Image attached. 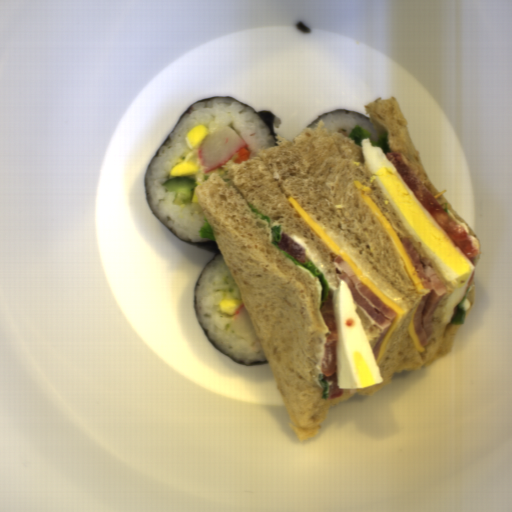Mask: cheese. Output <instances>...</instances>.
I'll use <instances>...</instances> for the list:
<instances>
[{
    "instance_id": "obj_4",
    "label": "cheese",
    "mask_w": 512,
    "mask_h": 512,
    "mask_svg": "<svg viewBox=\"0 0 512 512\" xmlns=\"http://www.w3.org/2000/svg\"><path fill=\"white\" fill-rule=\"evenodd\" d=\"M355 187L357 188L358 191H365V192H369L372 190L370 187L362 184L360 181H353Z\"/></svg>"
},
{
    "instance_id": "obj_2",
    "label": "cheese",
    "mask_w": 512,
    "mask_h": 512,
    "mask_svg": "<svg viewBox=\"0 0 512 512\" xmlns=\"http://www.w3.org/2000/svg\"><path fill=\"white\" fill-rule=\"evenodd\" d=\"M361 198L363 199V201L366 203V205L370 208V210L375 214V216L379 219V221L384 226L390 241L392 242L393 246L397 250L398 254L400 255V257L404 263V267H405L411 281L413 282V284L415 286L416 292L426 289L423 286L422 280H419L416 270L413 265V261H412L410 255L408 254L406 248L402 244L400 237L395 232L393 227L390 225V223L388 222L386 216L384 215V213L382 212L380 207L372 200L370 195H362Z\"/></svg>"
},
{
    "instance_id": "obj_1",
    "label": "cheese",
    "mask_w": 512,
    "mask_h": 512,
    "mask_svg": "<svg viewBox=\"0 0 512 512\" xmlns=\"http://www.w3.org/2000/svg\"><path fill=\"white\" fill-rule=\"evenodd\" d=\"M288 203L292 205L302 220L321 238V240L324 242V244L327 246V248L330 250L331 253H336L341 258H343L345 261H347L352 268L354 274L384 303H386L389 307H391L393 310H395L398 314V318L394 324V326L391 328V330L387 333L385 336L380 349L378 358L376 360V363L378 365L379 361L383 357L387 344L395 331V329L398 327L403 314L404 310L401 306H399L396 302H394L391 298H389L367 275L366 273L356 264V262L346 253L344 252L334 241L333 239L313 220V218L307 213V211L304 209V207L291 195L288 198Z\"/></svg>"
},
{
    "instance_id": "obj_3",
    "label": "cheese",
    "mask_w": 512,
    "mask_h": 512,
    "mask_svg": "<svg viewBox=\"0 0 512 512\" xmlns=\"http://www.w3.org/2000/svg\"><path fill=\"white\" fill-rule=\"evenodd\" d=\"M417 307H418V305H417ZM417 307H416V309H417ZM416 309H415V311L413 313V316H412V319L410 321V324H409V327H408V333H409V335H410V337H411V339L413 341V344H414L415 348L421 354V353H425L426 348H425V346H423L421 344V342H420V340H419V338H418V336L416 334V327L414 325Z\"/></svg>"
}]
</instances>
